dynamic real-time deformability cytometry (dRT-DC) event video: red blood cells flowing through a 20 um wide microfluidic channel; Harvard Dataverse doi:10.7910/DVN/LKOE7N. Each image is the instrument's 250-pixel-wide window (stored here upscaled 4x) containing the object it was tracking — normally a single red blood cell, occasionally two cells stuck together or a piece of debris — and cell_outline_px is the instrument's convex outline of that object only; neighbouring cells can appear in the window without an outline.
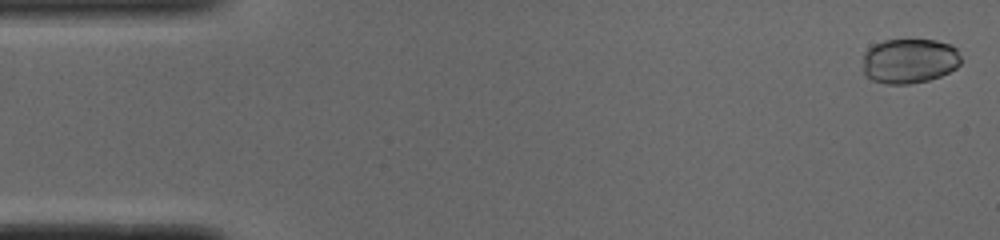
{"species": "common noctule bat (a hibernating species)", "species_latin": "Nyctalus noctula", "temperature_condition": "cold", "stored_images_in_passage": 51, "camera_frame_rate_fps": 3000, "um_per_image_px": 0.085, "animal": {"sex": "male", "body_mass_g": 19.0, "forearm_length_mm": 50.8}, "frame": {"image": 1, "passage_image": 1, "time_ms": 0.0, "image_size_px": [1000, 240], "cell_outline_px": [[960, 64], [956, 68], [940, 76], [928, 80], [908, 84], [884, 84], [872, 80], [864, 76], [864, 52], [872, 44], [884, 40], [936, 40], [952, 44], [956, 48], [960, 56]], "centroid_in_image_um": [77.28, 5.17], "position_along_channel_um": 7.7, "area_um2": 25.89}}
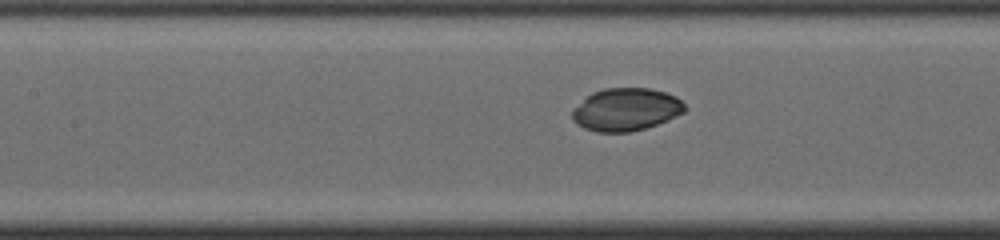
{"frame": {"image": 2, "passage_image": 22, "time_ms": 7.0, "image_size_px": [1000, 240], "cell_outline_px": [[688, 108], [684, 112], [668, 120], [632, 132], [596, 132], [584, 128], [576, 124], [572, 120], [572, 112], [592, 92], [604, 88], [648, 88], [664, 92], [676, 96]], "centroid_in_image_um": [53.23, 9.31], "position_along_channel_um": 154.2, "area_um2": 27.86}}
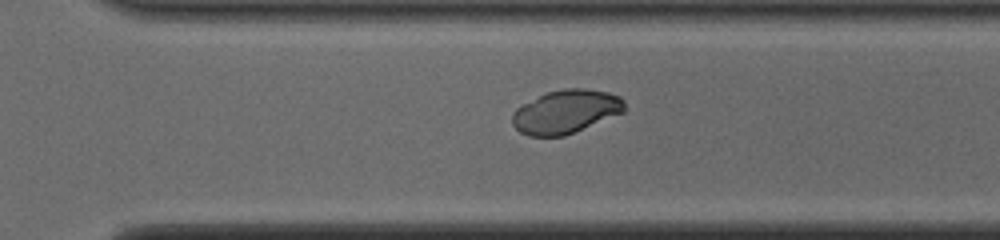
{"frame": {"image": 3, "passage_image": 35, "time_ms": 11.333, "image_size_px": [1000, 240], "cell_outline_px": [[624, 112], [564, 136], [528, 136], [520, 132], [512, 124], [512, 112], [516, 108], [548, 92], [564, 88], [584, 88], [608, 92], [620, 96], [624, 100]], "centroid_in_image_um": [48.1, 9.49], "position_along_channel_um": 322.5, "area_um2": 28.26}, "authors_computed_cell_mechanics": {"area_um2": 28.4376, "velocity_mm_per_s": 3.8871, "shape_relaxation_time_tau1_ms": 0.3683, "shape_relaxation_time_tau2_ms": null, "deformation_change_tau1": 0.0109, "deformation_change_tau2": null}}